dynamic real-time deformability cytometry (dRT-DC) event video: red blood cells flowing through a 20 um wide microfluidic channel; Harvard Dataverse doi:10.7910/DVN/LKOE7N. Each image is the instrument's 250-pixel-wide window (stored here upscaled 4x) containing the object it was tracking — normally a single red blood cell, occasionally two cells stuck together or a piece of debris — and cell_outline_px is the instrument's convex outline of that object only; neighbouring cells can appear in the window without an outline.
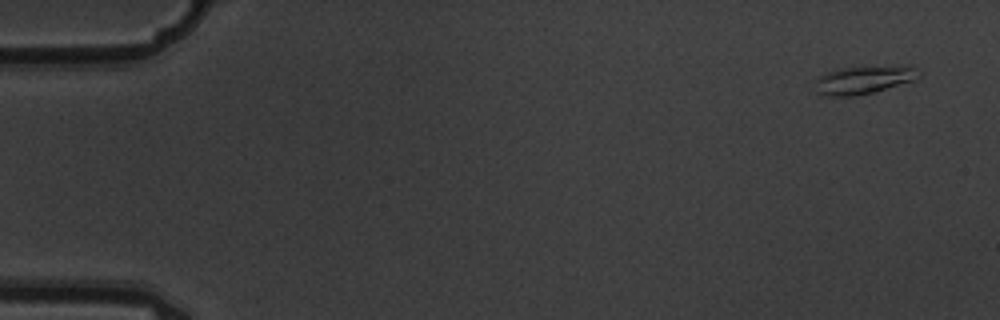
{"species": "common noctule bat (a hibernating species)", "species_latin": "Nyctalus noctula", "temperature_condition": "warm", "stored_images_in_passage": 5, "camera_frame_rate_fps": 3000, "um_per_image_px": 0.085, "animal": {"sex": "male", "body_mass_g": 19.5, "forearm_length_mm": 54.6}, "frame": {"image": 1, "passage_image": 1, "time_ms": 0.0, "image_size_px": [1000, 320], "cell_outline_px": [[920, 76], [912, 80], [876, 92], [856, 96], [820, 96], [816, 92], [812, 80], [828, 72], [840, 68], [908, 64], [912, 64], [920, 72]], "centroid_in_image_um": [73.4, 6.78], "position_along_channel_um": 11.6, "area_um2": 17.57}}
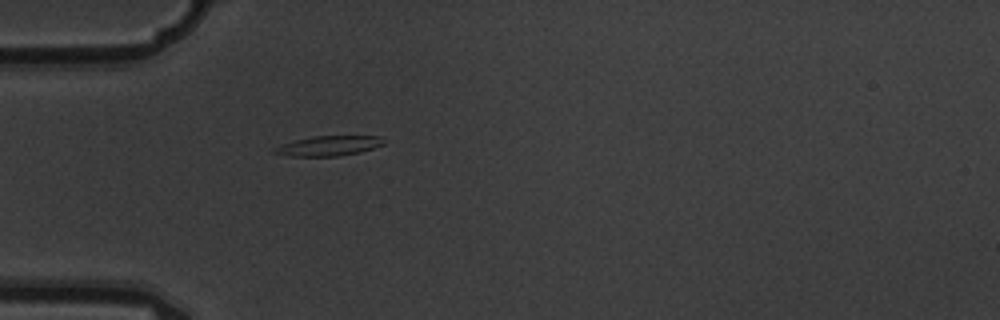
{"frame": {"image": 2, "passage_image": 5, "time_ms": 1.333, "image_size_px": [1000, 320], "cell_outline_px": [[384, 144], [360, 152], [340, 156], [288, 156], [272, 152], [272, 148], [296, 140], [312, 136], [380, 136]], "centroid_in_image_um": [27.91, 12.4], "position_along_channel_um": 57.1, "area_um2": 12.54}}